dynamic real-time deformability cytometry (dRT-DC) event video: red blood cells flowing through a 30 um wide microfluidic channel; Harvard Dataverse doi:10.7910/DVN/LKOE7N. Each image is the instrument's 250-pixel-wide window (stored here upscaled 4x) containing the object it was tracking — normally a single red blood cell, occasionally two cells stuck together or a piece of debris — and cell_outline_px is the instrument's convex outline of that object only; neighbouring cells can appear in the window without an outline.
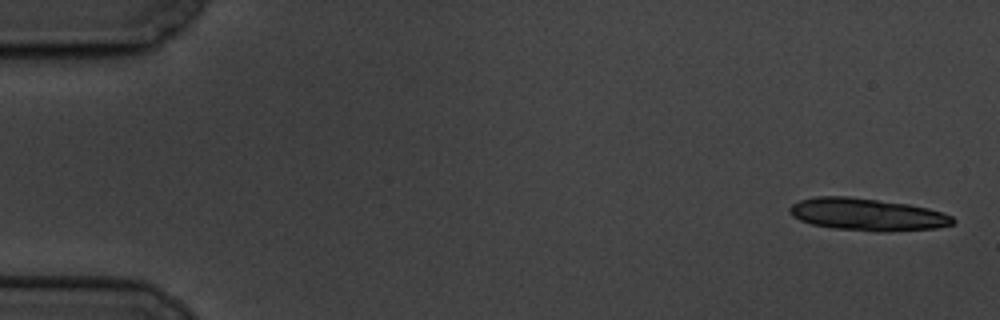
{"species": "common noctule bat (a hibernating species)", "species_latin": "Nyctalus noctula", "temperature_condition": "cold", "stored_images_in_passage": 8, "camera_frame_rate_fps": 3000, "um_per_image_px": 0.085, "animal": {"sex": "male", "body_mass_g": 19.5, "forearm_length_mm": 54.6}, "frame": {"image": 1, "passage_image": 1, "time_ms": 0.0, "image_size_px": [1000, 320], "cell_outline_px": [[956, 220], [952, 224], [936, 228], [888, 232], [876, 232], [836, 228], [812, 224], [800, 220], [792, 216], [788, 212], [788, 208], [792, 204], [800, 200], [816, 196], [848, 196], [908, 204], [928, 208], [952, 216]], "centroid_in_image_um": [73.69, 18.23], "position_along_channel_um": 11.3, "area_um2": 30.75}}
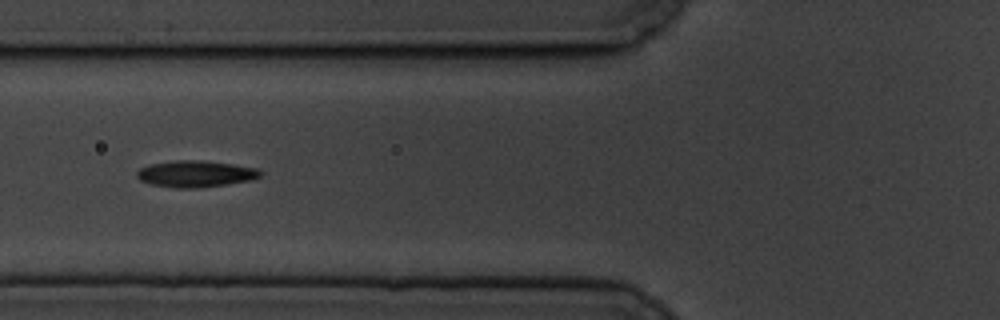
{"frame": {"image": 2, "passage_image": 7, "time_ms": 7.0, "image_size_px": [1000, 320], "cell_outline_px": [[264, 172], [260, 176], [252, 180], [196, 188], [176, 188], [152, 184], [140, 180], [136, 176], [136, 172], [140, 168], [148, 164], [176, 160], [200, 160], [232, 164], [256, 168]], "centroid_in_image_um": [16.6, 14.77], "position_along_channel_um": 109.2, "area_um2": 19.02}}
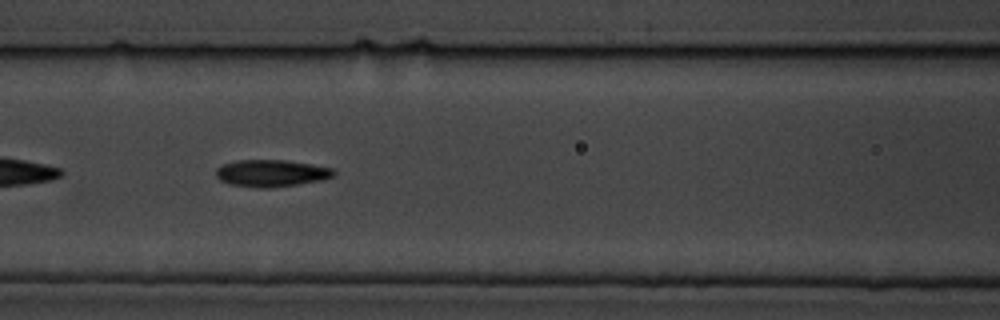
{"frame": {"image": 3, "passage_image": 8, "time_ms": 8.0, "image_size_px": [1000, 320], "cell_outline_px": [[336, 176], [320, 180], [296, 184], [268, 188], [256, 188], [228, 184], [220, 180], [216, 176], [216, 168], [220, 164], [236, 160], [284, 160], [312, 164], [336, 168]], "centroid_in_image_um": [23.06, 14.71], "position_along_channel_um": 143.5, "area_um2": 18.79}}